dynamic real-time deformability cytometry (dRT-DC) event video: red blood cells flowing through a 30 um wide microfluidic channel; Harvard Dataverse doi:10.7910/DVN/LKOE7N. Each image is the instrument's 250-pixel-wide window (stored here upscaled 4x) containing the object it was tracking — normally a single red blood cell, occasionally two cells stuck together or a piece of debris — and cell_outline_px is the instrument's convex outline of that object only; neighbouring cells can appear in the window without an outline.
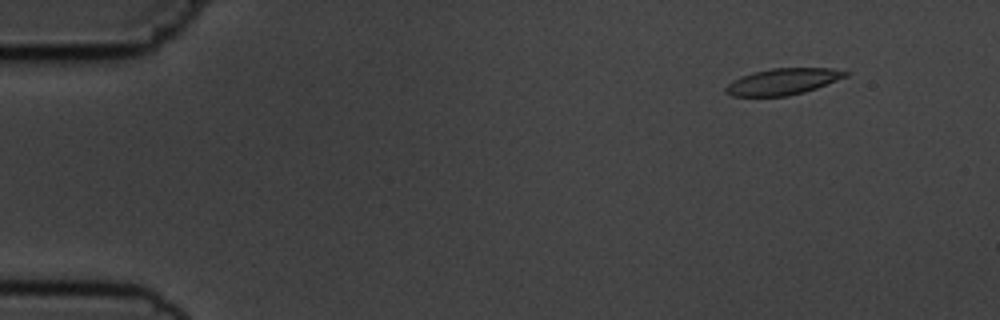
{"species": "common noctule bat (a hibernating species)", "species_latin": "Nyctalus noctula", "temperature_condition": "cold", "stored_images_in_passage": 7, "camera_frame_rate_fps": 3000, "um_per_image_px": 0.085, "animal": {"sex": "male", "body_mass_g": 19.5, "forearm_length_mm": 54.6}, "frame": {"image": 1, "passage_image": 2, "time_ms": 1.333, "image_size_px": [1000, 320], "cell_outline_px": [[852, 72], [848, 76], [816, 88], [804, 92], [788, 96], [732, 96], [724, 92], [724, 88], [732, 80], [756, 72], [772, 68], [832, 68]], "centroid_in_image_um": [66.58, 6.93], "position_along_channel_um": 18.4, "area_um2": 18.32}}
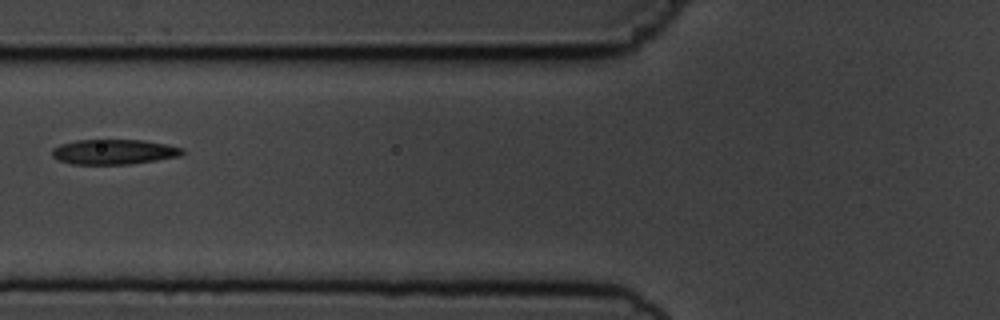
{"frame": {"image": 2, "passage_image": 6, "time_ms": 6.667, "image_size_px": [1000, 320], "cell_outline_px": [[184, 152], [180, 156], [156, 160], [128, 164], [72, 164], [60, 160], [52, 156], [52, 148], [60, 144], [76, 140], [144, 140], [184, 148]], "centroid_in_image_um": [9.67, 12.9], "position_along_channel_um": 116.1, "area_um2": 18.9}}
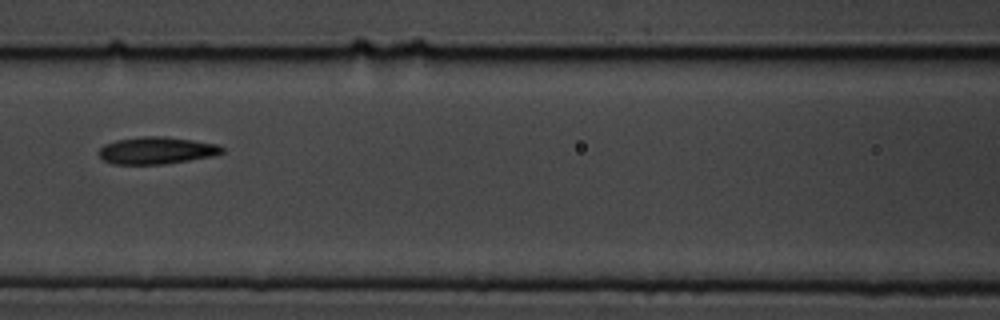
{"frame": {"image": 3, "passage_image": 7, "time_ms": 7.667, "image_size_px": [1000, 320], "cell_outline_px": [[224, 152], [212, 156], [164, 164], [112, 164], [104, 160], [96, 152], [104, 144], [116, 140], [144, 136], [164, 136], [192, 140], [216, 144], [224, 148]], "centroid_in_image_um": [13.27, 12.79], "position_along_channel_um": 153.3, "area_um2": 19.42}}